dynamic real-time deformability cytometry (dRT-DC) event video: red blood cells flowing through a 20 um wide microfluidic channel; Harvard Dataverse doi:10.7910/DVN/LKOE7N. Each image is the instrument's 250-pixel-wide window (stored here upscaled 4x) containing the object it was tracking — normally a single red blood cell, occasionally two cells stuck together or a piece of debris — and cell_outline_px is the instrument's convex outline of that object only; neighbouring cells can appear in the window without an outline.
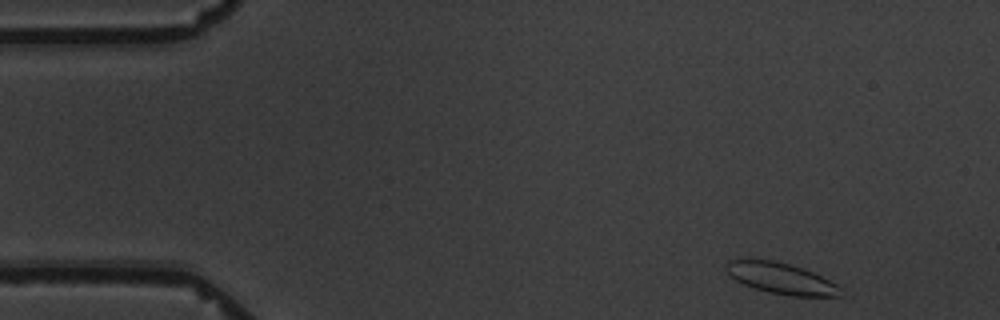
{"species": "common noctule bat (a hibernating species)", "species_latin": "Nyctalus noctula", "temperature_condition": "warm", "stored_images_in_passage": 4, "camera_frame_rate_fps": 3000, "um_per_image_px": 0.085, "animal": {"sex": "male", "body_mass_g": 19.5, "forearm_length_mm": 54.6}, "frame": {"image": 1, "passage_image": 1, "time_ms": 0.0, "image_size_px": [1000, 320], "cell_outline_px": [[844, 288], [840, 296], [792, 296], [768, 292], [744, 284], [736, 280], [728, 272], [728, 260], [740, 256], [772, 260], [788, 264], [812, 272]], "centroid_in_image_um": [66.36, 23.63], "position_along_channel_um": 18.6, "area_um2": 20.75}}
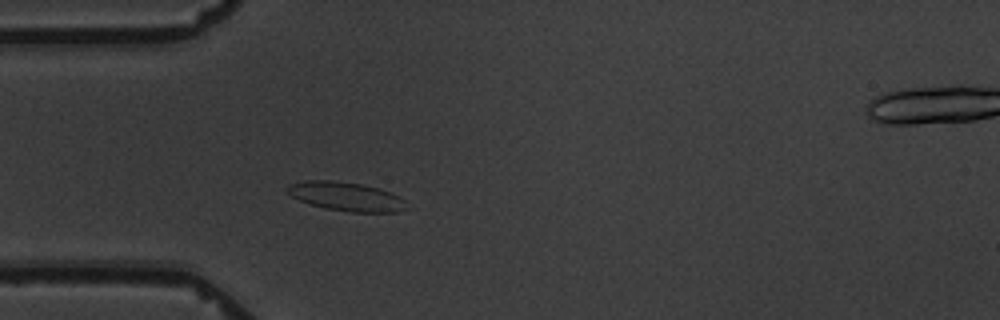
{"frame": {"image": 2, "passage_image": 4, "time_ms": 3.667, "image_size_px": [1000, 320], "cell_outline_px": [[408, 208], [400, 212], [352, 212], [324, 208], [300, 200], [292, 196], [284, 188], [288, 184], [304, 180], [332, 180], [360, 184], [376, 188], [400, 196], [404, 200]], "centroid_in_image_um": [29.41, 16.7], "position_along_channel_um": 55.6, "area_um2": 20.0}}